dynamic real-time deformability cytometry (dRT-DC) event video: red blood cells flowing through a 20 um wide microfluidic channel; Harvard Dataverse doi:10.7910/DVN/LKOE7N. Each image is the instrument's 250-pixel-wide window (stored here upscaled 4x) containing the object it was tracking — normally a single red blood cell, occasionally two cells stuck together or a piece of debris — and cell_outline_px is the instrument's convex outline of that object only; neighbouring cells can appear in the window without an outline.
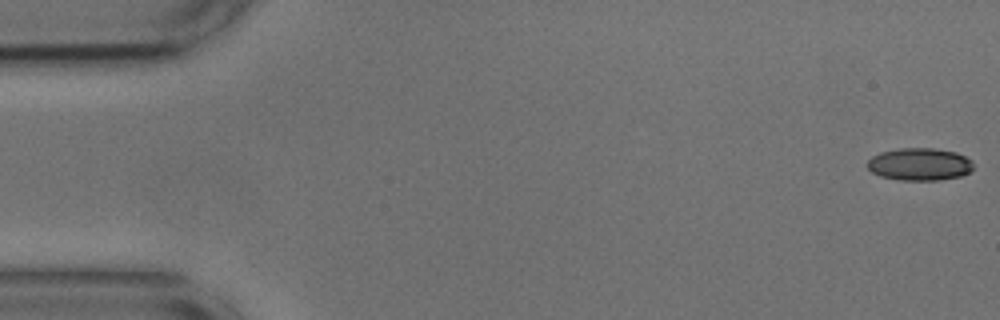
{"species": "common noctule bat (a hibernating species)", "species_latin": "Nyctalus noctula", "temperature_condition": "cold", "stored_images_in_passage": 50, "camera_frame_rate_fps": 3000, "um_per_image_px": 0.085, "animal": {"sex": "male", "body_mass_g": 17.9, "forearm_length_mm": 54.2}, "frame": {"image": 1, "passage_image": 1, "time_ms": 0.0, "image_size_px": [1000, 320], "cell_outline_px": [[972, 168], [968, 172], [960, 176], [940, 180], [900, 180], [880, 176], [872, 172], [868, 168], [868, 160], [872, 156], [880, 152], [900, 148], [932, 148], [956, 152], [972, 160]], "centroid_in_image_um": [78.15, 13.96], "position_along_channel_um": 6.9, "area_um2": 20.0}}
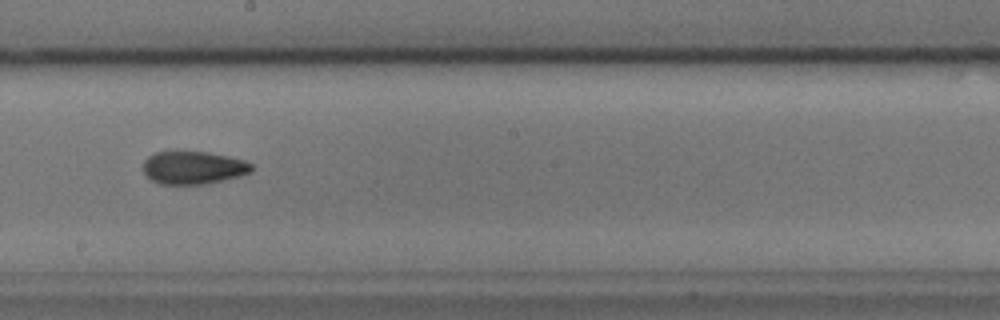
{"frame": {"image": 2, "passage_image": 30, "time_ms": 9.667, "image_size_px": [1000, 320], "cell_outline_px": [[252, 172], [240, 176], [208, 184], [160, 184], [152, 180], [144, 172], [144, 160], [148, 156], [156, 152], [208, 152], [228, 156], [244, 160], [252, 164]], "centroid_in_image_um": [16.46, 14.26], "position_along_channel_um": 231.7, "area_um2": 20.75}}
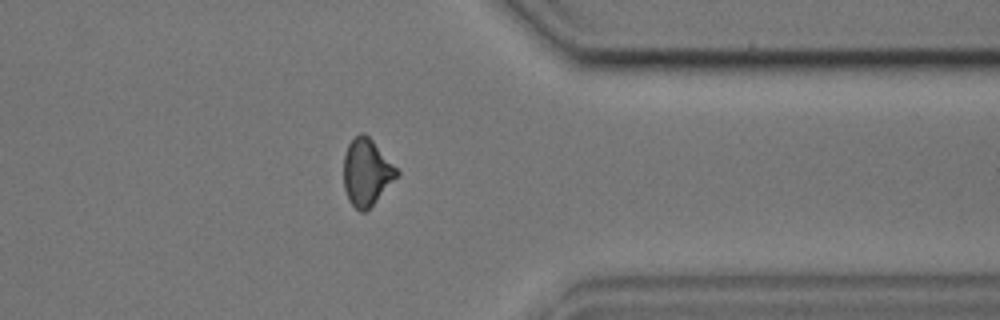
{"frame": {"image": 3, "passage_image": 43, "time_ms": 14.0, "image_size_px": [1000, 320], "cell_outline_px": [[400, 172], [376, 200], [364, 212], [360, 212], [348, 200], [344, 188], [344, 156], [348, 144], [360, 132], [364, 132], [372, 140]], "centroid_in_image_um": [31.13, 14.62], "position_along_channel_um": 380.3, "area_um2": 20.17}, "authors_computed_cell_mechanics": {"area_um2": 20.808, "velocity_mm_per_s": 3.6618, "shape_relaxation_time_tau1_ms": 6.3097, "shape_relaxation_time_tau2_ms": 2.8743, "deformation_change_tau1": 0.1502, "deformation_change_tau2": 0.0871}}